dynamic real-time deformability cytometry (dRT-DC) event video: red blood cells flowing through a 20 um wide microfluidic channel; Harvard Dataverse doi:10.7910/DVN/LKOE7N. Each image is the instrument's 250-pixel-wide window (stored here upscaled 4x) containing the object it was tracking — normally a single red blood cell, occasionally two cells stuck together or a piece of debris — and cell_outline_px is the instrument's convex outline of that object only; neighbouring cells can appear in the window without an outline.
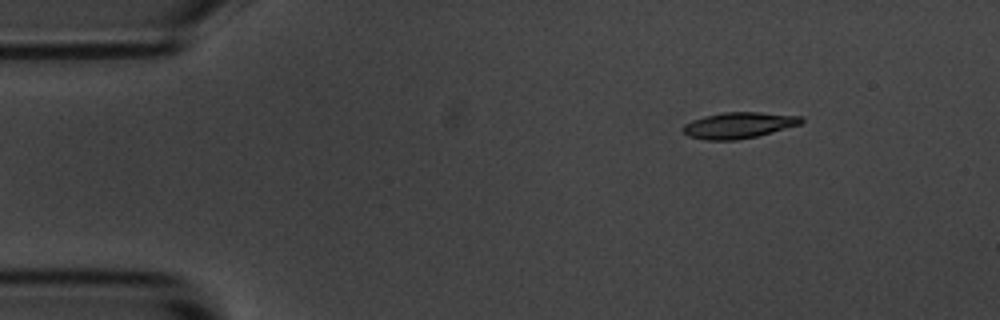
{"species": "common noctule bat (a hibernating species)", "species_latin": "Nyctalus noctula", "temperature_condition": "room temperature", "stored_images_in_passage": 13, "camera_frame_rate_fps": 3000, "um_per_image_px": 0.085, "animal": {"sex": "male", "body_mass_g": 20.1, "forearm_length_mm": 53.5}, "frame": {"image": 1, "passage_image": 1, "time_ms": 0.0, "image_size_px": [1000, 320], "cell_outline_px": [[804, 120], [800, 124], [756, 136], [736, 140], [704, 140], [688, 136], [680, 128], [684, 124], [692, 120], [704, 116], [724, 112], [760, 112], [800, 116]], "centroid_in_image_um": [62.73, 10.64], "position_along_channel_um": 22.3, "area_um2": 17.86}}
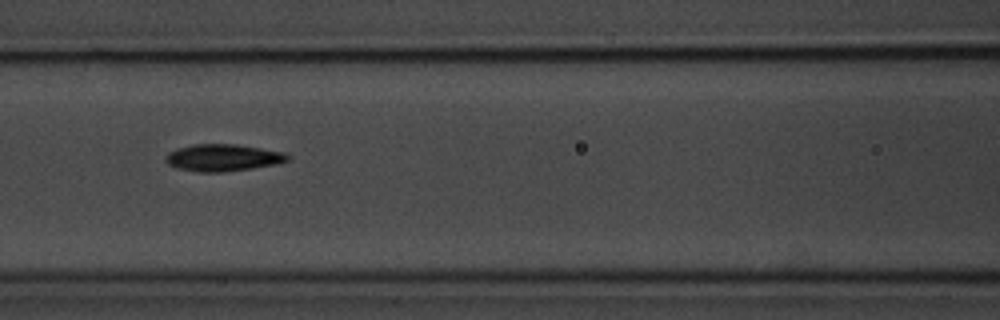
{"frame": {"image": 2, "passage_image": 5, "time_ms": 5.333, "image_size_px": [1000, 320], "cell_outline_px": [[292, 156], [288, 160], [276, 164], [252, 168], [224, 172], [200, 172], [176, 168], [168, 164], [164, 160], [164, 156], [168, 152], [176, 148], [192, 144], [236, 144], [284, 152]], "centroid_in_image_um": [18.91, 13.4], "position_along_channel_um": 147.7, "area_um2": 19.36}}
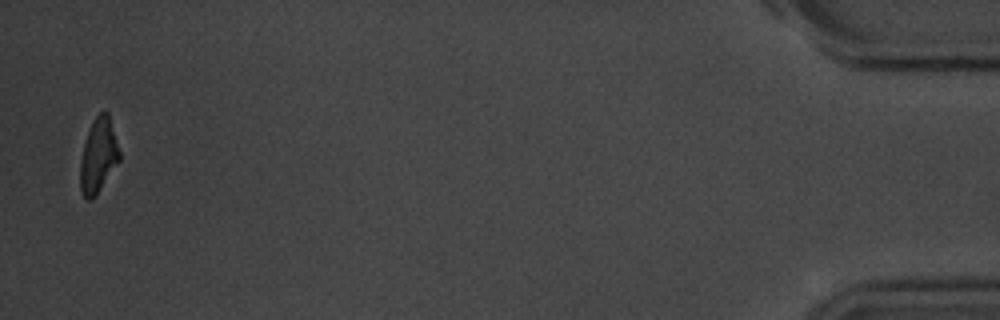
{"frame": {"image": 3, "passage_image": 13, "time_ms": 15.333, "image_size_px": [1000, 320], "cell_outline_px": [[120, 160], [96, 196], [92, 200], [88, 200], [84, 196], [80, 188], [80, 160], [84, 144], [92, 120], [100, 112], [108, 112], [120, 152]], "centroid_in_image_um": [8.36, 13.25], "position_along_channel_um": 426.8, "area_um2": 16.99}, "authors_computed_cell_mechanics": {"area_um2": 18.3804, "velocity_mm_per_s": 3.7072, "shape_relaxation_time_tau1_ms": 2.5477, "shape_relaxation_time_tau2_ms": 11.1614, "deformation_change_tau1": 0.1168, "deformation_change_tau2": 0.1769}}